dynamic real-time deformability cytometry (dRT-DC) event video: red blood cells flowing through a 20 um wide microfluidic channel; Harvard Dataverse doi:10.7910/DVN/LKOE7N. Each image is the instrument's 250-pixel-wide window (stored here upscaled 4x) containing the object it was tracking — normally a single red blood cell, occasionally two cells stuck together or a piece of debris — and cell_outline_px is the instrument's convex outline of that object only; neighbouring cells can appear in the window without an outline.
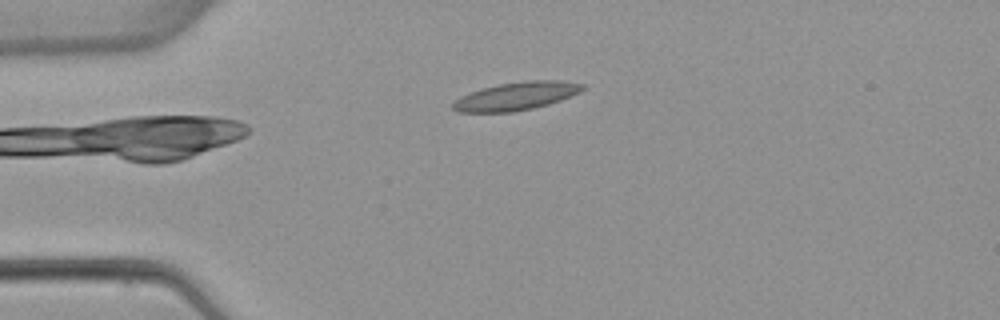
{"species": "common noctule bat (a hibernating species)", "species_latin": "Nyctalus noctula", "temperature_condition": "warm", "stored_images_in_passage": 3, "camera_frame_rate_fps": 3000, "um_per_image_px": 0.085, "animal": {"sex": "female", "body_mass_g": 22.7, "forearm_length_mm": 54.2}, "frame": {"image": 1, "passage_image": 1, "time_ms": 0.0, "image_size_px": [1000, 320], "cell_outline_px": [[588, 88], [580, 92], [560, 100], [548, 104], [532, 108], [512, 112], [460, 112], [452, 108], [452, 104], [460, 96], [484, 88], [500, 84], [524, 80], [560, 80], [588, 84]], "centroid_in_image_um": [43.96, 8.15], "position_along_channel_um": 41.0, "area_um2": 21.21}}
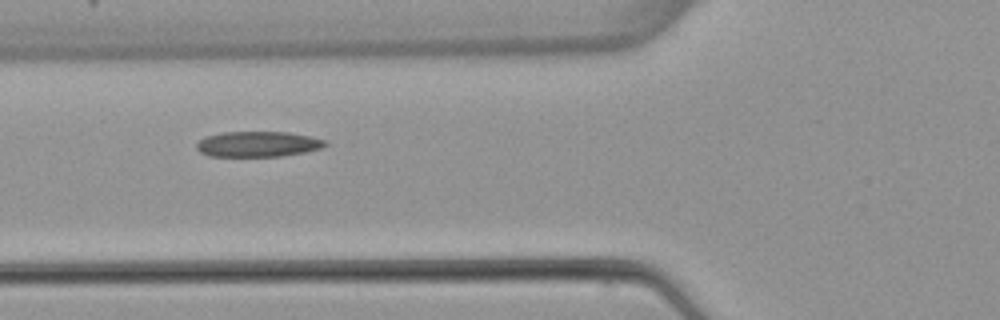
{"frame": {"image": 2, "passage_image": 3, "time_ms": 2.333, "image_size_px": [1000, 320], "cell_outline_px": [[328, 144], [320, 148], [304, 152], [280, 156], [208, 156], [200, 152], [196, 148], [196, 144], [204, 136], [224, 132], [288, 132], [328, 140]], "centroid_in_image_um": [21.9, 12.24], "position_along_channel_um": 103.9, "area_um2": 19.07}}